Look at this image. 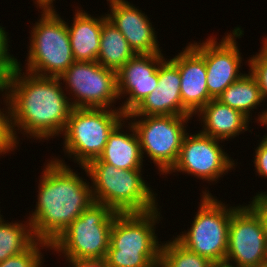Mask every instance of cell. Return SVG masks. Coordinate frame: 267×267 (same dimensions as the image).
I'll use <instances>...</instances> for the list:
<instances>
[{
    "instance_id": "obj_17",
    "label": "cell",
    "mask_w": 267,
    "mask_h": 267,
    "mask_svg": "<svg viewBox=\"0 0 267 267\" xmlns=\"http://www.w3.org/2000/svg\"><path fill=\"white\" fill-rule=\"evenodd\" d=\"M182 51L171 60L180 73L183 107L191 115H196L212 100L207 89L205 59L190 44Z\"/></svg>"
},
{
    "instance_id": "obj_26",
    "label": "cell",
    "mask_w": 267,
    "mask_h": 267,
    "mask_svg": "<svg viewBox=\"0 0 267 267\" xmlns=\"http://www.w3.org/2000/svg\"><path fill=\"white\" fill-rule=\"evenodd\" d=\"M264 39L261 50L258 54L248 59V65L250 73L259 84L262 99L265 102L267 99V37Z\"/></svg>"
},
{
    "instance_id": "obj_32",
    "label": "cell",
    "mask_w": 267,
    "mask_h": 267,
    "mask_svg": "<svg viewBox=\"0 0 267 267\" xmlns=\"http://www.w3.org/2000/svg\"><path fill=\"white\" fill-rule=\"evenodd\" d=\"M69 263L71 266L68 267H110L106 258L80 260L77 262Z\"/></svg>"
},
{
    "instance_id": "obj_7",
    "label": "cell",
    "mask_w": 267,
    "mask_h": 267,
    "mask_svg": "<svg viewBox=\"0 0 267 267\" xmlns=\"http://www.w3.org/2000/svg\"><path fill=\"white\" fill-rule=\"evenodd\" d=\"M116 214L107 205L92 203L49 249L62 253L67 262L106 258Z\"/></svg>"
},
{
    "instance_id": "obj_23",
    "label": "cell",
    "mask_w": 267,
    "mask_h": 267,
    "mask_svg": "<svg viewBox=\"0 0 267 267\" xmlns=\"http://www.w3.org/2000/svg\"><path fill=\"white\" fill-rule=\"evenodd\" d=\"M27 221L25 224L6 223L0 215V262L22 253L36 241L31 223Z\"/></svg>"
},
{
    "instance_id": "obj_16",
    "label": "cell",
    "mask_w": 267,
    "mask_h": 267,
    "mask_svg": "<svg viewBox=\"0 0 267 267\" xmlns=\"http://www.w3.org/2000/svg\"><path fill=\"white\" fill-rule=\"evenodd\" d=\"M110 14L107 19L126 38L135 54L161 53L155 30L147 15L125 0H107Z\"/></svg>"
},
{
    "instance_id": "obj_10",
    "label": "cell",
    "mask_w": 267,
    "mask_h": 267,
    "mask_svg": "<svg viewBox=\"0 0 267 267\" xmlns=\"http://www.w3.org/2000/svg\"><path fill=\"white\" fill-rule=\"evenodd\" d=\"M59 78L69 86L71 95L74 93V98H69L74 108L110 109L119 99L117 72L97 61H75Z\"/></svg>"
},
{
    "instance_id": "obj_36",
    "label": "cell",
    "mask_w": 267,
    "mask_h": 267,
    "mask_svg": "<svg viewBox=\"0 0 267 267\" xmlns=\"http://www.w3.org/2000/svg\"><path fill=\"white\" fill-rule=\"evenodd\" d=\"M254 267H267V262L261 265L254 266Z\"/></svg>"
},
{
    "instance_id": "obj_11",
    "label": "cell",
    "mask_w": 267,
    "mask_h": 267,
    "mask_svg": "<svg viewBox=\"0 0 267 267\" xmlns=\"http://www.w3.org/2000/svg\"><path fill=\"white\" fill-rule=\"evenodd\" d=\"M266 262L267 237L262 221L249 205H240L230 217L225 263L231 267H254Z\"/></svg>"
},
{
    "instance_id": "obj_14",
    "label": "cell",
    "mask_w": 267,
    "mask_h": 267,
    "mask_svg": "<svg viewBox=\"0 0 267 267\" xmlns=\"http://www.w3.org/2000/svg\"><path fill=\"white\" fill-rule=\"evenodd\" d=\"M162 53L135 54L117 71L118 96L126 98L120 106L126 115L132 112L158 86V68ZM128 94V95H127Z\"/></svg>"
},
{
    "instance_id": "obj_30",
    "label": "cell",
    "mask_w": 267,
    "mask_h": 267,
    "mask_svg": "<svg viewBox=\"0 0 267 267\" xmlns=\"http://www.w3.org/2000/svg\"><path fill=\"white\" fill-rule=\"evenodd\" d=\"M4 29L0 26V63H17V59L13 55L11 56L8 51V32Z\"/></svg>"
},
{
    "instance_id": "obj_29",
    "label": "cell",
    "mask_w": 267,
    "mask_h": 267,
    "mask_svg": "<svg viewBox=\"0 0 267 267\" xmlns=\"http://www.w3.org/2000/svg\"><path fill=\"white\" fill-rule=\"evenodd\" d=\"M260 217L264 231L267 237V194L264 193H257L250 204H248Z\"/></svg>"
},
{
    "instance_id": "obj_9",
    "label": "cell",
    "mask_w": 267,
    "mask_h": 267,
    "mask_svg": "<svg viewBox=\"0 0 267 267\" xmlns=\"http://www.w3.org/2000/svg\"><path fill=\"white\" fill-rule=\"evenodd\" d=\"M136 117L140 119L137 121ZM191 117L193 116L150 115L126 116V119L134 118L130 122L139 138L142 157L146 152L164 175L177 163L187 133L185 127Z\"/></svg>"
},
{
    "instance_id": "obj_35",
    "label": "cell",
    "mask_w": 267,
    "mask_h": 267,
    "mask_svg": "<svg viewBox=\"0 0 267 267\" xmlns=\"http://www.w3.org/2000/svg\"><path fill=\"white\" fill-rule=\"evenodd\" d=\"M211 267H231L227 265L226 263H213Z\"/></svg>"
},
{
    "instance_id": "obj_19",
    "label": "cell",
    "mask_w": 267,
    "mask_h": 267,
    "mask_svg": "<svg viewBox=\"0 0 267 267\" xmlns=\"http://www.w3.org/2000/svg\"><path fill=\"white\" fill-rule=\"evenodd\" d=\"M71 26L67 24L75 61H96L99 54L103 22L107 16L92 17L83 10L75 12Z\"/></svg>"
},
{
    "instance_id": "obj_4",
    "label": "cell",
    "mask_w": 267,
    "mask_h": 267,
    "mask_svg": "<svg viewBox=\"0 0 267 267\" xmlns=\"http://www.w3.org/2000/svg\"><path fill=\"white\" fill-rule=\"evenodd\" d=\"M81 168L92 181L94 202L117 213H141L157 208L154 192L142 179V169L122 170L98 158Z\"/></svg>"
},
{
    "instance_id": "obj_15",
    "label": "cell",
    "mask_w": 267,
    "mask_h": 267,
    "mask_svg": "<svg viewBox=\"0 0 267 267\" xmlns=\"http://www.w3.org/2000/svg\"><path fill=\"white\" fill-rule=\"evenodd\" d=\"M158 86L126 116L177 115L192 116L182 104L180 73L170 59H164L158 68Z\"/></svg>"
},
{
    "instance_id": "obj_1",
    "label": "cell",
    "mask_w": 267,
    "mask_h": 267,
    "mask_svg": "<svg viewBox=\"0 0 267 267\" xmlns=\"http://www.w3.org/2000/svg\"><path fill=\"white\" fill-rule=\"evenodd\" d=\"M20 67L17 60V66L9 76L6 97L16 142L19 144L15 127L36 140H48L63 133L74 107L63 92L62 80L29 72L25 75Z\"/></svg>"
},
{
    "instance_id": "obj_25",
    "label": "cell",
    "mask_w": 267,
    "mask_h": 267,
    "mask_svg": "<svg viewBox=\"0 0 267 267\" xmlns=\"http://www.w3.org/2000/svg\"><path fill=\"white\" fill-rule=\"evenodd\" d=\"M40 246L43 248L51 247L44 241L36 240L27 250L0 262V267H41L43 254L41 255Z\"/></svg>"
},
{
    "instance_id": "obj_2",
    "label": "cell",
    "mask_w": 267,
    "mask_h": 267,
    "mask_svg": "<svg viewBox=\"0 0 267 267\" xmlns=\"http://www.w3.org/2000/svg\"><path fill=\"white\" fill-rule=\"evenodd\" d=\"M63 159L50 160L39 180L36 209L29 216L36 240L52 244L92 203L89 183Z\"/></svg>"
},
{
    "instance_id": "obj_3",
    "label": "cell",
    "mask_w": 267,
    "mask_h": 267,
    "mask_svg": "<svg viewBox=\"0 0 267 267\" xmlns=\"http://www.w3.org/2000/svg\"><path fill=\"white\" fill-rule=\"evenodd\" d=\"M158 210L116 214L106 256L110 267H159L161 244L154 230L161 219Z\"/></svg>"
},
{
    "instance_id": "obj_33",
    "label": "cell",
    "mask_w": 267,
    "mask_h": 267,
    "mask_svg": "<svg viewBox=\"0 0 267 267\" xmlns=\"http://www.w3.org/2000/svg\"><path fill=\"white\" fill-rule=\"evenodd\" d=\"M260 114L261 115H258L257 121L260 122L261 126H262V124L267 126V109ZM265 136H267V135H265Z\"/></svg>"
},
{
    "instance_id": "obj_6",
    "label": "cell",
    "mask_w": 267,
    "mask_h": 267,
    "mask_svg": "<svg viewBox=\"0 0 267 267\" xmlns=\"http://www.w3.org/2000/svg\"><path fill=\"white\" fill-rule=\"evenodd\" d=\"M124 120L120 108H73L62 133L64 152L86 167L100 156L111 132Z\"/></svg>"
},
{
    "instance_id": "obj_28",
    "label": "cell",
    "mask_w": 267,
    "mask_h": 267,
    "mask_svg": "<svg viewBox=\"0 0 267 267\" xmlns=\"http://www.w3.org/2000/svg\"><path fill=\"white\" fill-rule=\"evenodd\" d=\"M262 141L255 149L254 164L259 176L267 178V136L262 137Z\"/></svg>"
},
{
    "instance_id": "obj_27",
    "label": "cell",
    "mask_w": 267,
    "mask_h": 267,
    "mask_svg": "<svg viewBox=\"0 0 267 267\" xmlns=\"http://www.w3.org/2000/svg\"><path fill=\"white\" fill-rule=\"evenodd\" d=\"M4 99L8 107H6V113L0 109V155L13 151L18 147L12 131L8 98L4 97Z\"/></svg>"
},
{
    "instance_id": "obj_8",
    "label": "cell",
    "mask_w": 267,
    "mask_h": 267,
    "mask_svg": "<svg viewBox=\"0 0 267 267\" xmlns=\"http://www.w3.org/2000/svg\"><path fill=\"white\" fill-rule=\"evenodd\" d=\"M199 210L188 232L175 239L191 252L212 263H225L231 214L239 207H227L209 191L202 192Z\"/></svg>"
},
{
    "instance_id": "obj_22",
    "label": "cell",
    "mask_w": 267,
    "mask_h": 267,
    "mask_svg": "<svg viewBox=\"0 0 267 267\" xmlns=\"http://www.w3.org/2000/svg\"><path fill=\"white\" fill-rule=\"evenodd\" d=\"M222 104L241 111L250 118V111L263 102L261 90L255 77L248 72L229 85L217 98Z\"/></svg>"
},
{
    "instance_id": "obj_12",
    "label": "cell",
    "mask_w": 267,
    "mask_h": 267,
    "mask_svg": "<svg viewBox=\"0 0 267 267\" xmlns=\"http://www.w3.org/2000/svg\"><path fill=\"white\" fill-rule=\"evenodd\" d=\"M243 32L236 27L219 43L216 37L210 36L203 43L190 44L205 59L207 89L212 99H217L229 85L244 75L239 71L242 57L234 38H239Z\"/></svg>"
},
{
    "instance_id": "obj_13",
    "label": "cell",
    "mask_w": 267,
    "mask_h": 267,
    "mask_svg": "<svg viewBox=\"0 0 267 267\" xmlns=\"http://www.w3.org/2000/svg\"><path fill=\"white\" fill-rule=\"evenodd\" d=\"M219 139L201 132L185 134L177 163L168 172H185L205 181H217L235 168L234 160L219 145ZM217 179V180H216Z\"/></svg>"
},
{
    "instance_id": "obj_34",
    "label": "cell",
    "mask_w": 267,
    "mask_h": 267,
    "mask_svg": "<svg viewBox=\"0 0 267 267\" xmlns=\"http://www.w3.org/2000/svg\"><path fill=\"white\" fill-rule=\"evenodd\" d=\"M53 1L55 0H35L37 6H53Z\"/></svg>"
},
{
    "instance_id": "obj_21",
    "label": "cell",
    "mask_w": 267,
    "mask_h": 267,
    "mask_svg": "<svg viewBox=\"0 0 267 267\" xmlns=\"http://www.w3.org/2000/svg\"><path fill=\"white\" fill-rule=\"evenodd\" d=\"M134 55L135 52L126 38L113 23L106 19L102 24L99 54L96 61L101 66L117 72Z\"/></svg>"
},
{
    "instance_id": "obj_24",
    "label": "cell",
    "mask_w": 267,
    "mask_h": 267,
    "mask_svg": "<svg viewBox=\"0 0 267 267\" xmlns=\"http://www.w3.org/2000/svg\"><path fill=\"white\" fill-rule=\"evenodd\" d=\"M159 267H211L208 258L191 252L176 239L161 243Z\"/></svg>"
},
{
    "instance_id": "obj_31",
    "label": "cell",
    "mask_w": 267,
    "mask_h": 267,
    "mask_svg": "<svg viewBox=\"0 0 267 267\" xmlns=\"http://www.w3.org/2000/svg\"><path fill=\"white\" fill-rule=\"evenodd\" d=\"M17 63H0V91H5L7 97L9 76L14 71Z\"/></svg>"
},
{
    "instance_id": "obj_20",
    "label": "cell",
    "mask_w": 267,
    "mask_h": 267,
    "mask_svg": "<svg viewBox=\"0 0 267 267\" xmlns=\"http://www.w3.org/2000/svg\"><path fill=\"white\" fill-rule=\"evenodd\" d=\"M124 122L125 121H123V123L121 122L111 132L103 152L98 159L122 170L142 169L143 157L139 138L131 123L128 124L129 126L127 128H129L132 133H122Z\"/></svg>"
},
{
    "instance_id": "obj_18",
    "label": "cell",
    "mask_w": 267,
    "mask_h": 267,
    "mask_svg": "<svg viewBox=\"0 0 267 267\" xmlns=\"http://www.w3.org/2000/svg\"><path fill=\"white\" fill-rule=\"evenodd\" d=\"M203 130L200 132L221 141L235 138L248 130L249 118L241 111L222 104L217 99L210 100L198 113ZM201 116H200V115Z\"/></svg>"
},
{
    "instance_id": "obj_5",
    "label": "cell",
    "mask_w": 267,
    "mask_h": 267,
    "mask_svg": "<svg viewBox=\"0 0 267 267\" xmlns=\"http://www.w3.org/2000/svg\"><path fill=\"white\" fill-rule=\"evenodd\" d=\"M40 19L32 27L26 72L60 77L74 62L67 23L53 6H39Z\"/></svg>"
}]
</instances>
